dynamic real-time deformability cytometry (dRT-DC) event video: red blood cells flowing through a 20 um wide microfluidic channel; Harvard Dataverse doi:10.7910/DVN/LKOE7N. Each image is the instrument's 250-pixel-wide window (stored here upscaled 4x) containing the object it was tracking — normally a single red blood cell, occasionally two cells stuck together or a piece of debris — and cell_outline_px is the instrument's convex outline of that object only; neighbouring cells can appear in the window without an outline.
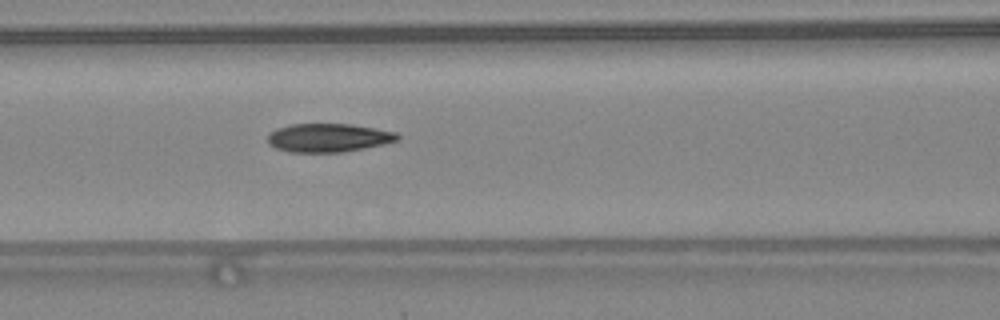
{"species": "common noctule bat (a hibernating species)", "species_latin": "Nyctalus noctula", "temperature_condition": "warm", "stored_images_in_passage": 48, "camera_frame_rate_fps": 3000, "um_per_image_px": 0.085, "animal": {"sex": "female", "body_mass_g": 24.6, "forearm_length_mm": 56.2}, "frame": {"image": 1, "passage_image": 21, "time_ms": 6.667, "image_size_px": [1000, 320], "cell_outline_px": [[400, 140], [384, 144], [344, 152], [288, 152], [276, 148], [268, 144], [268, 132], [276, 128], [288, 124], [352, 124], [396, 132], [400, 136]], "centroid_in_image_um": [27.9, 11.7], "position_along_channel_um": 138.7, "area_um2": 21.79}, "authors_computed_cell_mechanics": {"area_um2": 21.5305, "velocity_mm_per_s": 4.3788, "shape_relaxation_time_tau1_ms": 7.5963, "shape_relaxation_time_tau2_ms": 3.4705, "deformation_change_tau1": 0.2213, "deformation_change_tau2": 0.0921}}